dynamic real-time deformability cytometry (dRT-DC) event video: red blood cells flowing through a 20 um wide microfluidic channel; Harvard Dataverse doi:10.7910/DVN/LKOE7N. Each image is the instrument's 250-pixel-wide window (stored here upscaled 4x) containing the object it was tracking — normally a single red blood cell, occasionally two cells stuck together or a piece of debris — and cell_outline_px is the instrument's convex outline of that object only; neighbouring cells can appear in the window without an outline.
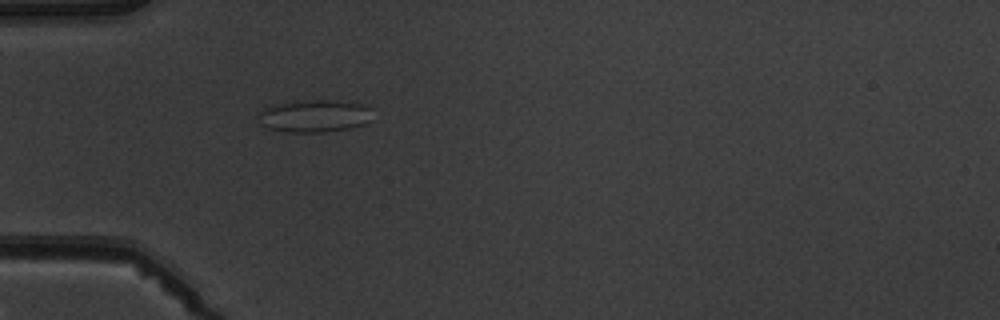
{"species": "common noctule bat (a hibernating species)", "species_latin": "Nyctalus noctula", "temperature_condition": "warm", "stored_images_in_passage": 5, "camera_frame_rate_fps": 3000, "um_per_image_px": 0.085, "animal": {"sex": "male", "body_mass_g": 19.5, "forearm_length_mm": 54.6}, "frame": {"image": 1, "passage_image": 5, "time_ms": 5.0, "image_size_px": [1000, 320], "cell_outline_px": [[368, 120], [364, 124], [352, 128], [324, 132], [288, 132], [268, 128], [264, 124], [260, 112], [264, 108], [284, 100], [328, 100], [360, 104], [368, 108]], "centroid_in_image_um": [26.68, 9.85], "position_along_channel_um": 58.3, "area_um2": 21.21}}